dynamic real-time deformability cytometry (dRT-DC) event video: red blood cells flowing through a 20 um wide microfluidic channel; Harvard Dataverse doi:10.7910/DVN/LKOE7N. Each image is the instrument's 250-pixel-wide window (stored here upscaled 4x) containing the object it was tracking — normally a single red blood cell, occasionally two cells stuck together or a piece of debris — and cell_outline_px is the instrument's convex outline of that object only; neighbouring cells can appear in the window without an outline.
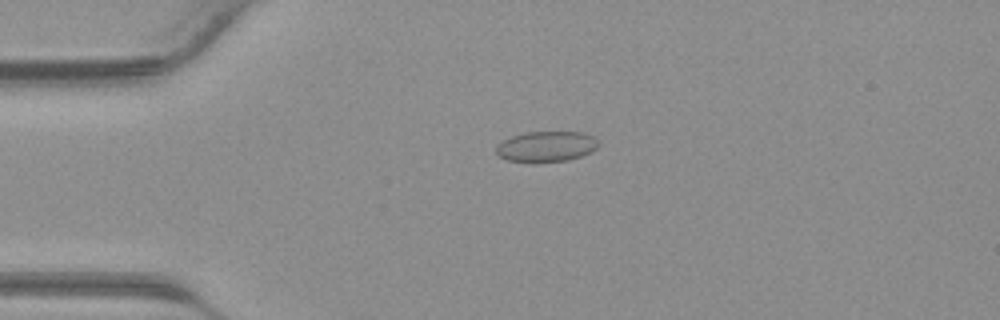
{"species": "common noctule bat (a hibernating species)", "species_latin": "Nyctalus noctula", "temperature_condition": "warm", "stored_images_in_passage": 19, "camera_frame_rate_fps": 3000, "um_per_image_px": 0.085, "animal": {"sex": "male", "body_mass_g": 23.1, "forearm_length_mm": 52.7}, "frame": {"image": 1, "passage_image": 10, "time_ms": 3.0, "image_size_px": [1000, 320], "cell_outline_px": [[600, 144], [592, 152], [568, 160], [532, 164], [508, 160], [500, 156], [496, 152], [496, 144], [500, 140], [512, 136], [528, 132], [584, 132], [592, 136]], "centroid_in_image_um": [46.4, 12.47], "position_along_channel_um": 38.6, "area_um2": 18.61}}
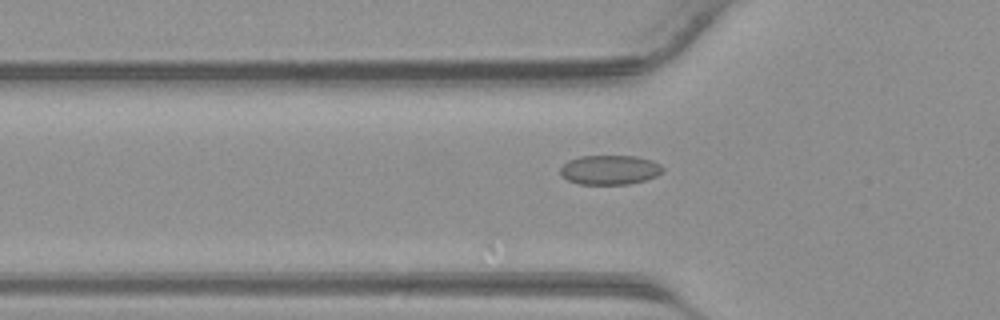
{"frame": {"image": 2, "passage_image": 14, "time_ms": 4.333, "image_size_px": [1000, 320], "cell_outline_px": [[664, 168], [656, 176], [644, 180], [628, 184], [580, 184], [568, 180], [560, 176], [560, 168], [568, 160], [580, 156], [636, 156], [652, 160], [660, 164]], "centroid_in_image_um": [51.8, 14.43], "position_along_channel_um": 74.0, "area_um2": 17.57}}
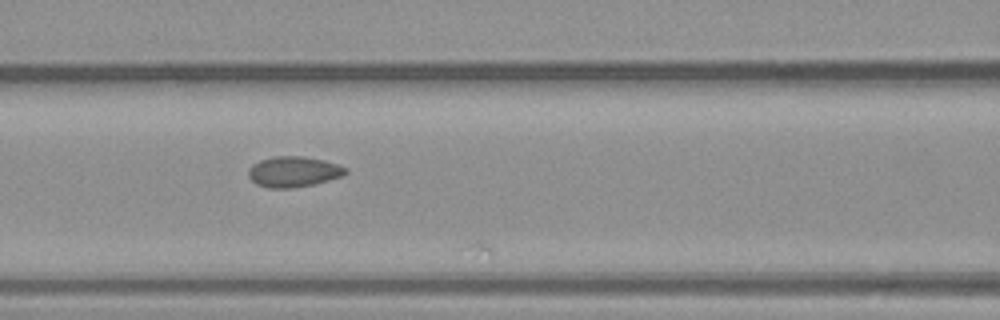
{"frame": {"image": 3, "passage_image": 18, "time_ms": 5.667, "image_size_px": [1000, 320], "cell_outline_px": [[348, 172], [340, 176], [328, 180], [312, 184], [292, 188], [268, 188], [256, 184], [248, 176], [248, 168], [252, 164], [260, 160], [276, 156], [304, 156], [324, 160], [348, 168]], "centroid_in_image_um": [24.92, 14.59], "position_along_channel_um": 141.7, "area_um2": 17.28}}